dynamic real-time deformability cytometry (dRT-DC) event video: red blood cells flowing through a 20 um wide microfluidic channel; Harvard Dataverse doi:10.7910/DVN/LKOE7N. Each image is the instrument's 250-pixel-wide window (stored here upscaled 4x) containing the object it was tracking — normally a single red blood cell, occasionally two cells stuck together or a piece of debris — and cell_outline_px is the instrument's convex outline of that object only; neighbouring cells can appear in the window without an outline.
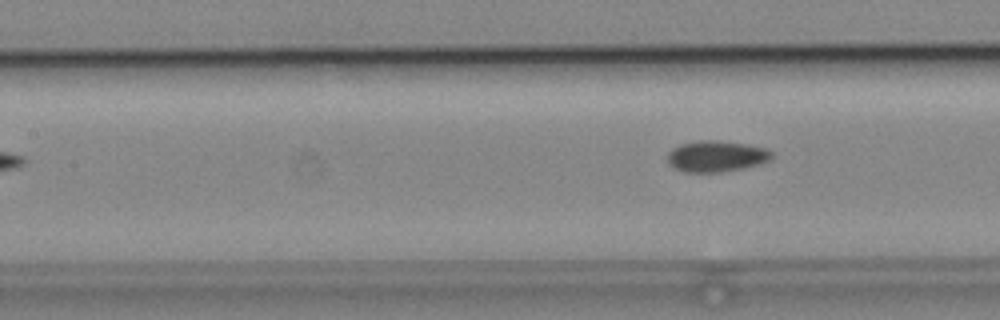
{"species": "common noctule bat (a hibernating species)", "species_latin": "Nyctalus noctula", "temperature_condition": "cold", "stored_images_in_passage": 6, "camera_frame_rate_fps": 3000, "um_per_image_px": 0.085, "animal": {"sex": "male", "body_mass_g": 19.2, "forearm_length_mm": 51.8}, "frame": {"image": 1, "passage_image": 6, "time_ms": 1.667, "image_size_px": [1000, 320], "cell_outline_px": [[772, 156], [768, 160], [760, 164], [744, 168], [720, 172], [684, 172], [668, 164], [668, 152], [672, 148], [680, 144], [696, 140], [716, 140], [744, 144], [764, 148], [772, 152]], "centroid_in_image_um": [60.84, 13.28], "position_along_channel_um": 146.6, "area_um2": 18.84}}